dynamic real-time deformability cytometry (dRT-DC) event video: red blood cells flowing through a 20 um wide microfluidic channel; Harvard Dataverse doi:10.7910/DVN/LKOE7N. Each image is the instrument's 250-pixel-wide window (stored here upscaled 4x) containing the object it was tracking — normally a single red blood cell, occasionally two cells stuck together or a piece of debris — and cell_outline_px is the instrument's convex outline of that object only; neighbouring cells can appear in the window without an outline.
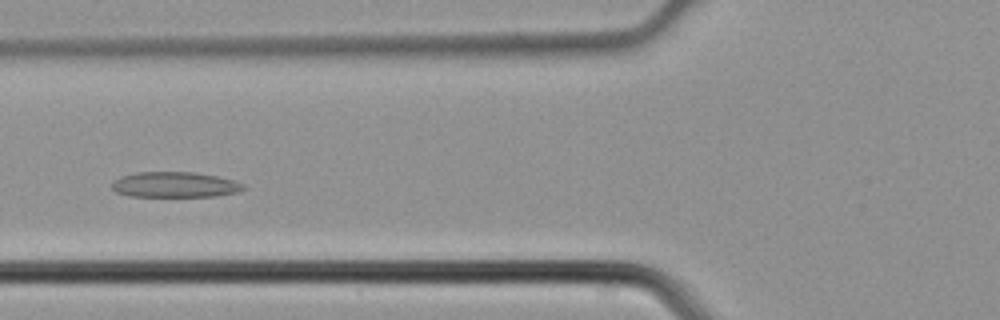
{"species": "common noctule bat (a hibernating species)", "species_latin": "Nyctalus noctula", "temperature_condition": "cold", "stored_images_in_passage": 5, "camera_frame_rate_fps": 3000, "um_per_image_px": 0.085, "animal": {"sex": "male", "body_mass_g": 21.5, "forearm_length_mm": 52.0}, "frame": {"image": 1, "passage_image": 5, "time_ms": 1.333, "image_size_px": [1000, 320], "cell_outline_px": [[244, 188], [236, 192], [216, 196], [128, 196], [116, 192], [112, 188], [112, 180], [120, 176], [136, 172], [196, 172], [216, 176], [232, 180], [244, 184]], "centroid_in_image_um": [14.8, 15.69], "position_along_channel_um": 111.0, "area_um2": 19.48}}